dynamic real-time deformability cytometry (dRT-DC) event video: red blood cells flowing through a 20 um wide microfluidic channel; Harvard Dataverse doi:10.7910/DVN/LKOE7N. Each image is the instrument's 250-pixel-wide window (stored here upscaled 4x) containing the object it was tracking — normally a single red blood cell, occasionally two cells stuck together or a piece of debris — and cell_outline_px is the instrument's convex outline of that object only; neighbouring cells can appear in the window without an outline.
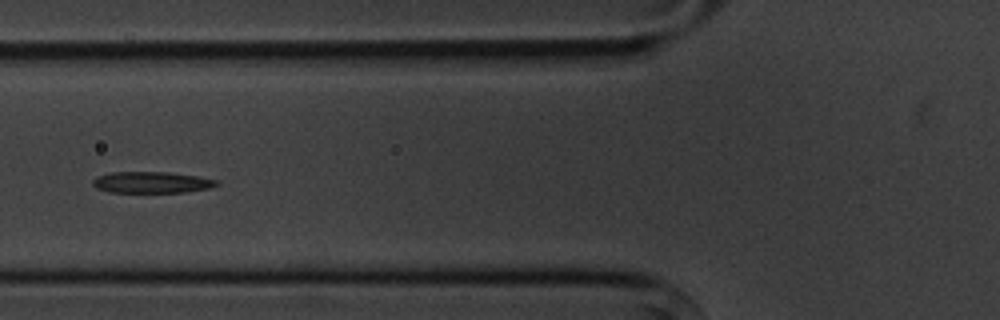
{"species": "common noctule bat (a hibernating species)", "species_latin": "Nyctalus noctula", "temperature_condition": "cold", "stored_images_in_passage": 2, "camera_frame_rate_fps": 3000, "um_per_image_px": 0.085, "animal": {"sex": "male", "body_mass_g": 20.1, "forearm_length_mm": 53.5}, "frame": {"image": 1, "passage_image": 2, "time_ms": 1.0, "image_size_px": [1000, 320], "cell_outline_px": [[220, 184], [212, 188], [188, 192], [108, 192], [96, 188], [92, 184], [92, 180], [96, 176], [112, 172], [168, 172], [196, 176], [216, 180]], "centroid_in_image_um": [12.88, 15.5], "position_along_channel_um": 112.9, "area_um2": 15.49}}